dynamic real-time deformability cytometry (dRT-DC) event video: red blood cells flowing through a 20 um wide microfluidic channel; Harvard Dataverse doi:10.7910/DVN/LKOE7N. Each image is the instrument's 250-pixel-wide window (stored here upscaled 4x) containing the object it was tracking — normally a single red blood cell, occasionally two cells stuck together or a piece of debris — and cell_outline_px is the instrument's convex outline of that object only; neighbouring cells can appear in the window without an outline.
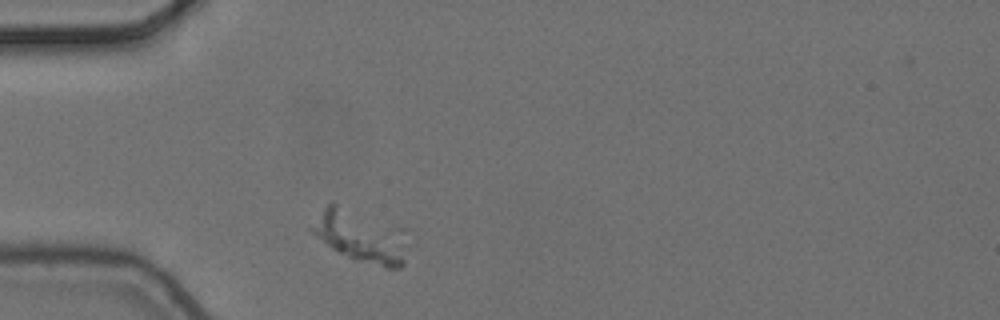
{"species": "common noctule bat (a hibernating species)", "species_latin": "Nyctalus noctula", "temperature_condition": "cold", "stored_images_in_passage": 5, "camera_frame_rate_fps": 3000, "um_per_image_px": 0.085, "animal": {"sex": "female", "body_mass_g": 24.6, "forearm_length_mm": 56.2}, "frame": {"image": 1, "passage_image": 1, "time_ms": 0.0, "image_size_px": [1000, 320], "cell_outline_px": [[404, 264], [400, 268], [384, 268], [348, 256], [332, 248], [312, 232], [308, 228], [324, 208], [332, 200], [380, 236], [404, 260]], "centroid_in_image_um": [30.06, 20.21], "position_along_channel_um": 54.9, "area_um2": 21.68}}
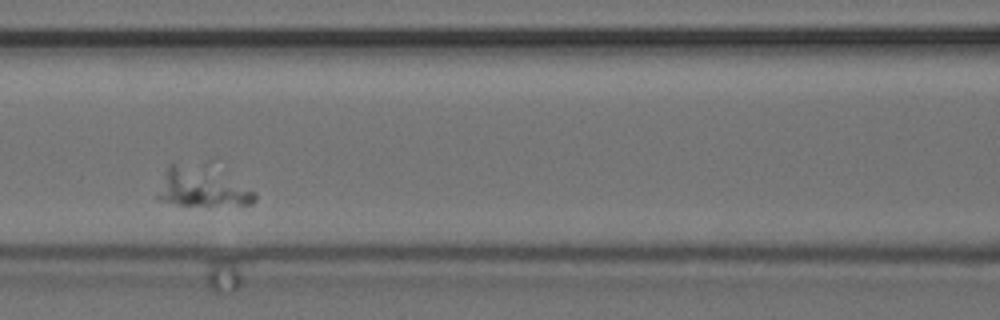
{"frame": {"image": 2, "passage_image": 4, "time_ms": 1.0, "image_size_px": [1000, 320], "cell_outline_px": [[256, 200], [252, 204], [176, 204], [160, 200], [156, 196], [168, 164], [172, 160], [212, 160], [256, 192]], "centroid_in_image_um": [17.22, 15.7], "position_along_channel_um": 149.4, "area_um2": 24.45}}
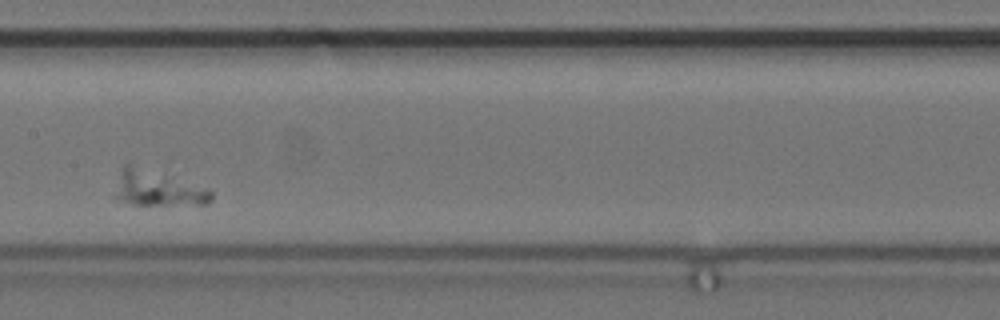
{"frame": {"image": 3, "passage_image": 5, "time_ms": 1.333, "image_size_px": [1000, 320], "cell_outline_px": [[212, 200], [208, 204], [132, 204], [116, 200], [112, 196], [124, 164], [132, 164], [212, 192]], "centroid_in_image_um": [13.28, 16.05], "position_along_channel_um": 194.1, "area_um2": 18.96}}